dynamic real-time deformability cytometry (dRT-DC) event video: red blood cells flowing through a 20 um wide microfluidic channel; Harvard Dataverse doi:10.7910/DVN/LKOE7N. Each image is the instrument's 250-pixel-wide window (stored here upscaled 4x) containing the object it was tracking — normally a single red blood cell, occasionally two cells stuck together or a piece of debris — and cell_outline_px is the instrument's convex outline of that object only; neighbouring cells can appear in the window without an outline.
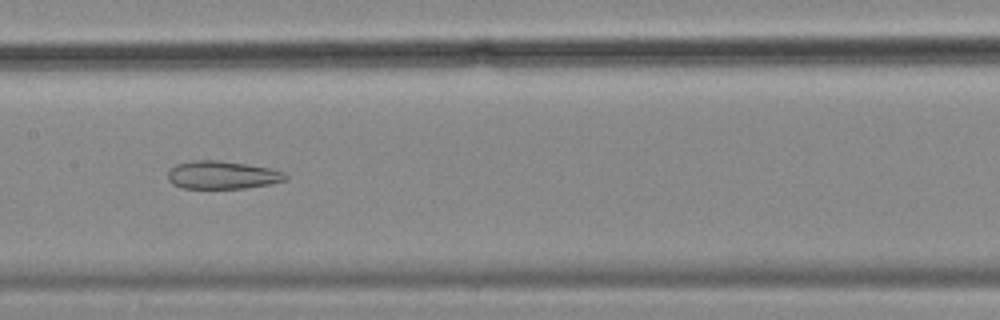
{"species": "common noctule bat (a hibernating species)", "species_latin": "Nyctalus noctula", "temperature_condition": "cold", "stored_images_in_passage": 30, "camera_frame_rate_fps": 3000, "um_per_image_px": 0.085, "animal": {"sex": "female", "body_mass_g": 18.4}, "frame": {"image": 1, "passage_image": 22, "time_ms": 7.0, "image_size_px": [1000, 320], "cell_outline_px": [[288, 180], [272, 184], [244, 188], [184, 188], [172, 184], [168, 180], [168, 172], [176, 164], [192, 160], [220, 160], [272, 168], [284, 172], [288, 176]], "centroid_in_image_um": [18.93, 14.87], "position_along_channel_um": 188.5, "area_um2": 19.36}}